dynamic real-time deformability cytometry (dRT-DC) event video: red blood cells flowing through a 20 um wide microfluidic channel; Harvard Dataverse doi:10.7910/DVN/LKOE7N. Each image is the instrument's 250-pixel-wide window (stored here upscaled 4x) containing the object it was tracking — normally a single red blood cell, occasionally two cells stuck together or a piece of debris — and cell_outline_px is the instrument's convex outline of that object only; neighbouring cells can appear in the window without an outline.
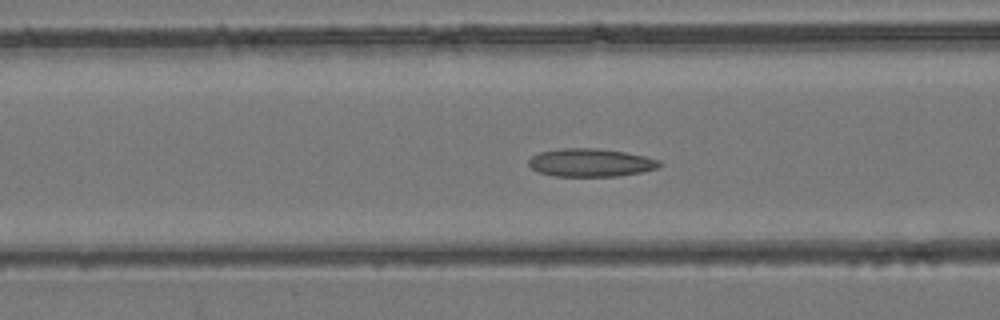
{"species": "common noctule bat (a hibernating species)", "species_latin": "Nyctalus noctula", "temperature_condition": "room temperature", "stored_images_in_passage": 49, "camera_frame_rate_fps": 3000, "um_per_image_px": 0.085, "animal": {"sex": "female", "body_mass_g": 24.6, "forearm_length_mm": 56.2}, "frame": {"image": 1, "passage_image": 20, "time_ms": 6.333, "image_size_px": [1000, 320], "cell_outline_px": [[660, 164], [656, 168], [640, 172], [616, 176], [556, 176], [540, 172], [532, 168], [528, 164], [528, 160], [532, 156], [540, 152], [564, 148], [596, 148], [624, 152], [644, 156], [660, 160]], "centroid_in_image_um": [50.18, 13.82], "position_along_channel_um": 116.4, "area_um2": 21.1}}
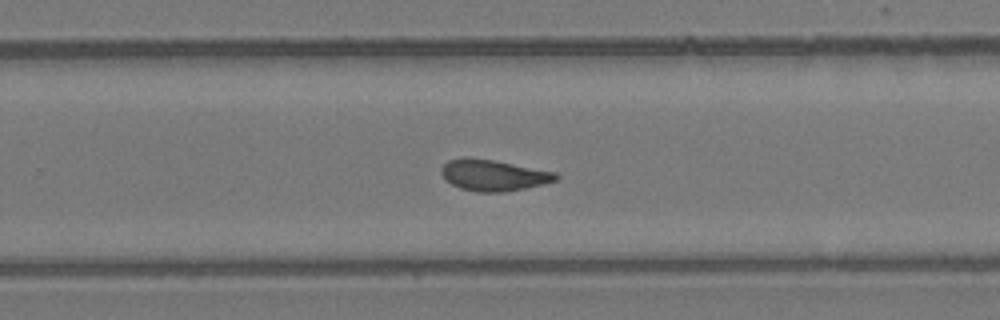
{"frame": {"image": 2, "passage_image": 32, "time_ms": 10.333, "image_size_px": [1000, 320], "cell_outline_px": [[560, 176], [556, 180], [544, 184], [504, 192], [476, 192], [460, 188], [444, 180], [440, 172], [444, 164], [448, 160], [464, 156], [496, 160], [556, 172]], "centroid_in_image_um": [41.92, 14.88], "position_along_channel_um": 287.9, "area_um2": 21.1}}
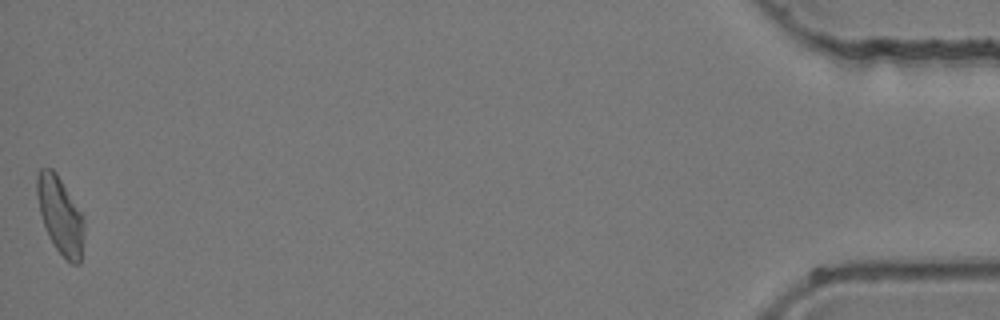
{"frame": {"image": 3, "passage_image": 49, "time_ms": 16.0, "image_size_px": [1000, 320], "cell_outline_px": [[84, 236], [80, 264], [72, 264], [56, 248], [48, 236], [40, 212], [36, 196], [36, 176], [40, 168], [52, 168], [56, 172], [84, 216]], "centroid_in_image_um": [5.12, 18.28], "position_along_channel_um": 430.1, "area_um2": 21.21}}